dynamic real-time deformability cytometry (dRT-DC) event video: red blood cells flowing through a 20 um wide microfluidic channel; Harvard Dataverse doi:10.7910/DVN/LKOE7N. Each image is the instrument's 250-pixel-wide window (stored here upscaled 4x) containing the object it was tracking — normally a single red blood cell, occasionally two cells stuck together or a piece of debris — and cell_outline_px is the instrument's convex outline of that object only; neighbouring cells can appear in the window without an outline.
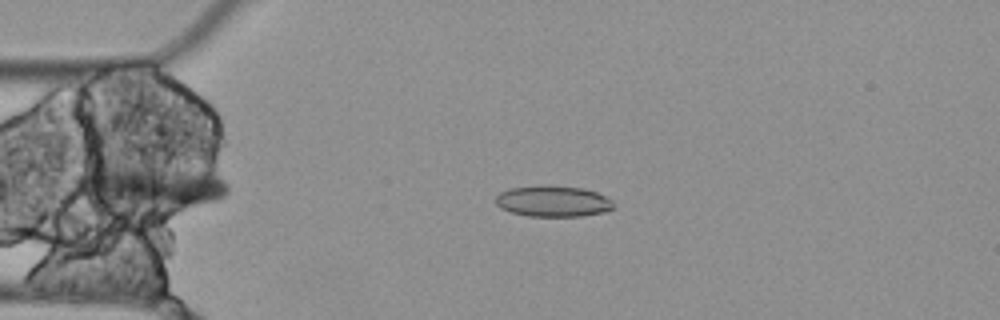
{"species": "Egyptian fruit bat (a non-hibernating species)", "species_latin": "Rousettus aegyptiacus", "temperature_condition": "cold", "stored_images_in_passage": 12, "camera_frame_rate_fps": 3000, "um_per_image_px": 0.085, "animal": {"sex": "female"}, "frame": {"image": 1, "passage_image": 1, "time_ms": 0.0, "image_size_px": [1000, 320], "cell_outline_px": [[616, 204], [612, 208], [604, 212], [580, 216], [528, 216], [512, 212], [500, 208], [496, 204], [496, 196], [500, 192], [508, 188], [548, 184], [584, 188], [596, 192], [612, 200]], "centroid_in_image_um": [47.0, 17.09], "position_along_channel_um": 38.0, "area_um2": 21.56}}
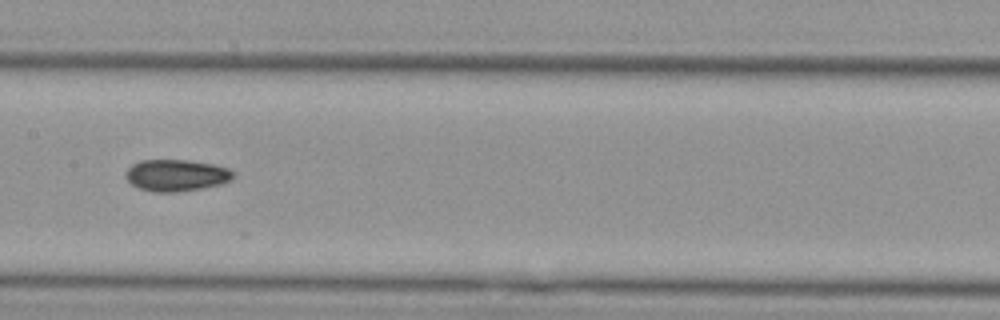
{"frame": {"image": 2, "passage_image": 5, "time_ms": 1.333, "image_size_px": [1000, 320], "cell_outline_px": [[236, 176], [232, 180], [220, 184], [200, 188], [176, 192], [152, 192], [140, 188], [132, 184], [124, 176], [128, 168], [132, 164], [140, 160], [188, 160], [212, 164], [228, 168]], "centroid_in_image_um": [14.98, 14.9], "position_along_channel_um": 192.4, "area_um2": 19.83}}
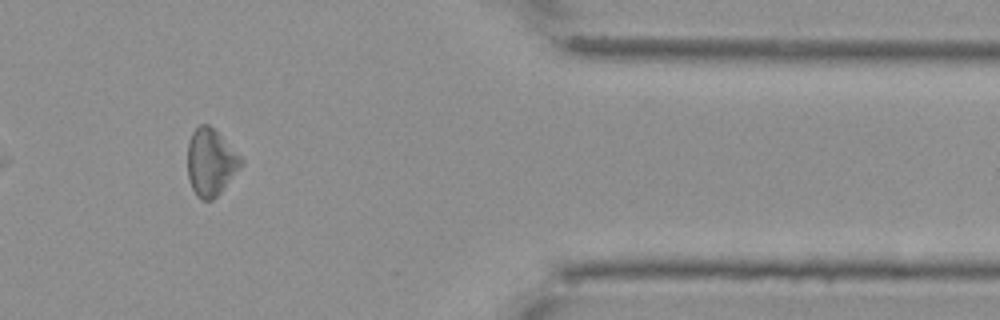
{"frame": {"image": 3, "passage_image": 10, "time_ms": 3.0, "image_size_px": [1000, 320], "cell_outline_px": [[244, 164], [220, 192], [212, 200], [200, 200], [196, 196], [192, 188], [188, 176], [188, 140], [192, 132], [200, 124], [208, 124], [244, 160]], "centroid_in_image_um": [17.9, 13.81], "position_along_channel_um": 393.5, "area_um2": 20.63}}